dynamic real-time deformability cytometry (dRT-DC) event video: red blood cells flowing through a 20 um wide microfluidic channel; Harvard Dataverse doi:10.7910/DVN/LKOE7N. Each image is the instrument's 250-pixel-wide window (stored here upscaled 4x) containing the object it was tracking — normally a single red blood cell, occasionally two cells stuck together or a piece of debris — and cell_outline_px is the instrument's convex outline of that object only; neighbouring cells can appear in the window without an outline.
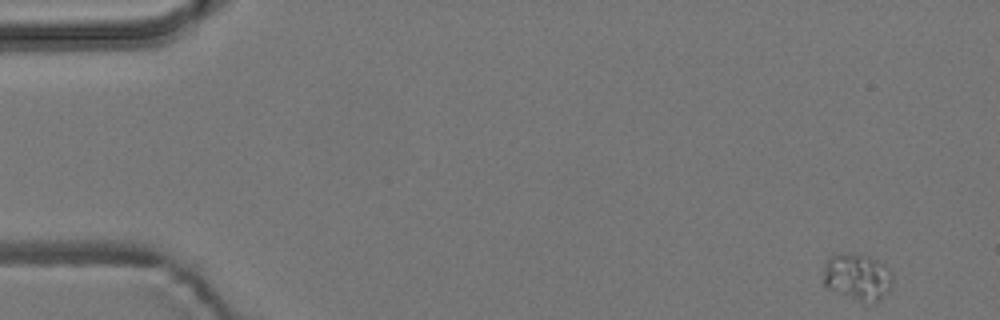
{"species": "common noctule bat (a hibernating species)", "species_latin": "Nyctalus noctula", "temperature_condition": "room temperature", "stored_images_in_passage": 55, "camera_frame_rate_fps": 3000, "um_per_image_px": 0.085, "animal": {"sex": "male", "body_mass_g": 19.2, "forearm_length_mm": 51.8}, "frame": {"image": 1, "passage_image": 1, "time_ms": 0.0, "image_size_px": [1000, 320], "cell_outline_px": [[892, 284], [876, 300], [860, 300], [840, 292], [824, 284], [824, 264], [828, 256], [868, 256], [884, 264], [892, 272]], "centroid_in_image_um": [72.88, 23.5], "position_along_channel_um": 12.1, "area_um2": 17.46}}
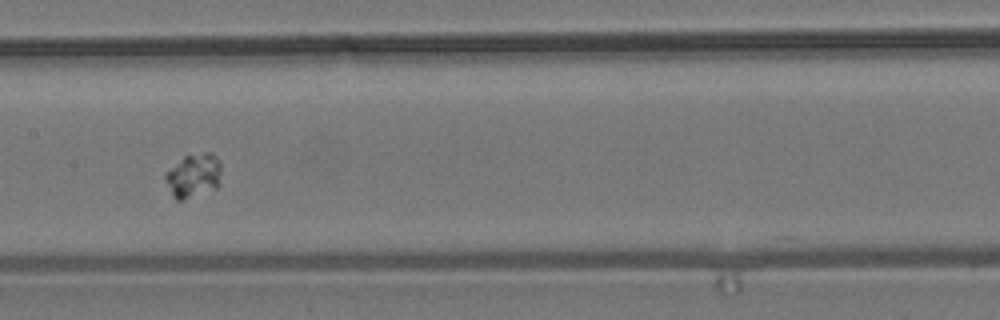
{"frame": {"image": 2, "passage_image": 26, "time_ms": 8.333, "image_size_px": [1000, 320], "cell_outline_px": [[220, 184], [216, 188], [180, 200], [176, 200], [172, 196], [164, 176], [184, 156], [204, 152], [212, 152], [220, 164]], "centroid_in_image_um": [16.47, 14.92], "position_along_channel_um": 190.9, "area_um2": 13.93}}
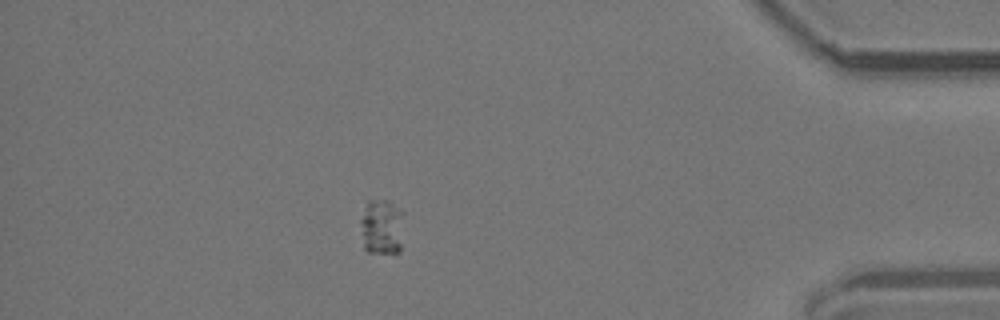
{"frame": {"image": 3, "passage_image": 47, "time_ms": 15.333, "image_size_px": [1000, 320], "cell_outline_px": [[404, 212], [400, 252], [368, 252], [364, 248], [360, 220], [368, 200], [388, 200]], "centroid_in_image_um": [32.47, 19.27], "position_along_channel_um": 402.7, "area_um2": 14.1}}